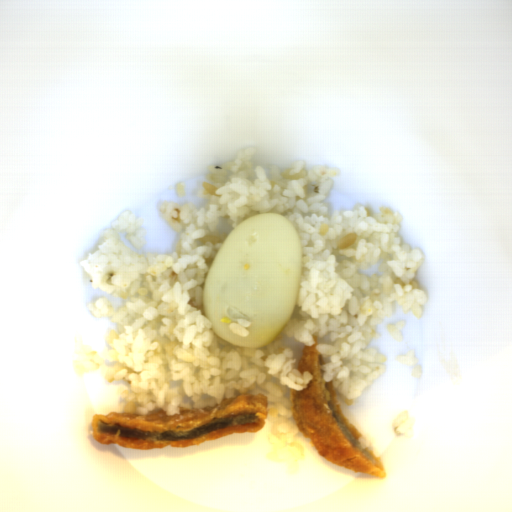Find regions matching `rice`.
<instances>
[{"label": "rice", "instance_id": "obj_1", "mask_svg": "<svg viewBox=\"0 0 512 512\" xmlns=\"http://www.w3.org/2000/svg\"><path fill=\"white\" fill-rule=\"evenodd\" d=\"M256 147L234 159L209 165L197 186L208 199L199 210L193 203L159 204L163 221L177 233L167 254L137 253L148 233L143 217L121 211L111 228L98 233V247L79 261L97 289L127 300L114 308L105 298L87 302L86 310L109 318L117 328L92 344L77 345L75 373L98 370L110 384L128 382L116 392L125 415H152L163 410L214 408L240 394L267 397L268 419L260 431L272 444L268 462L295 465L304 452L293 441L300 430L292 411L291 390L308 389L313 376L298 370L301 352L316 343L325 364L322 379L349 405L382 372L387 357L366 344L380 336L379 324L390 319L394 301L417 319L428 301L412 281L425 261L422 249L411 248L398 235L402 215L378 207L374 217L365 207L328 216L323 202L340 166L297 160L285 169L254 168ZM258 212L289 218L303 244L302 286L295 312L278 338L265 348L224 343L203 315L202 287L213 257L225 236L243 219Z\"/></svg>", "mask_w": 512, "mask_h": 512}, {"label": "rice", "instance_id": "obj_2", "mask_svg": "<svg viewBox=\"0 0 512 512\" xmlns=\"http://www.w3.org/2000/svg\"><path fill=\"white\" fill-rule=\"evenodd\" d=\"M406 320L399 319L397 323H387V332H389L390 337L395 339L398 342L403 341V335L401 330L405 327Z\"/></svg>", "mask_w": 512, "mask_h": 512}, {"label": "rice", "instance_id": "obj_3", "mask_svg": "<svg viewBox=\"0 0 512 512\" xmlns=\"http://www.w3.org/2000/svg\"><path fill=\"white\" fill-rule=\"evenodd\" d=\"M396 360L405 366L413 367L415 364H418L419 359L415 357V350H410L406 353V355H397Z\"/></svg>", "mask_w": 512, "mask_h": 512}, {"label": "rice", "instance_id": "obj_4", "mask_svg": "<svg viewBox=\"0 0 512 512\" xmlns=\"http://www.w3.org/2000/svg\"><path fill=\"white\" fill-rule=\"evenodd\" d=\"M412 377H417L418 379L422 377L423 375V366L415 365L414 368H412Z\"/></svg>", "mask_w": 512, "mask_h": 512}]
</instances>
